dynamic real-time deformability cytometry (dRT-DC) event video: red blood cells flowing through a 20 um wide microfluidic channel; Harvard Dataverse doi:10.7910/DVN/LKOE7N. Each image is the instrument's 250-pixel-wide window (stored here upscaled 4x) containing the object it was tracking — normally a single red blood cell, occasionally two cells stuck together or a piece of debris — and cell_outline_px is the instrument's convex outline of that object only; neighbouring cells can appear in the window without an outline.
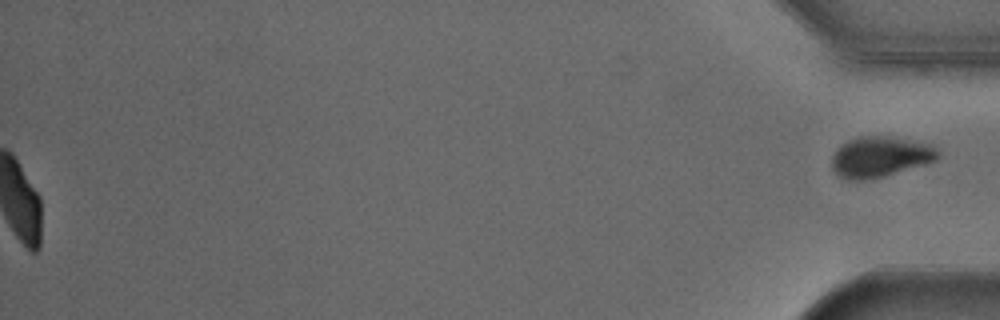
{"species": "Egyptian fruit bat (a non-hibernating species)", "species_latin": "Rousettus aegyptiacus", "temperature_condition": "cold", "stored_images_in_passage": 46, "segment_of_instrument_passage": [2, 2], "camera_frame_rate_fps": 3000, "um_per_image_px": 0.085, "animal": {"sex": "male"}, "frame": {"image": 1, "passage_image": 46, "time_ms": 15.0, "image_size_px": [1000, 320], "cell_outline_px": [[940, 152], [936, 160], [924, 164], [884, 176], [864, 180], [844, 180], [832, 168], [832, 156], [836, 148], [840, 144], [856, 136], [892, 136], [932, 144]], "centroid_in_image_um": [74.79, 13.31], "position_along_channel_um": 360.4, "area_um2": 25.32}}